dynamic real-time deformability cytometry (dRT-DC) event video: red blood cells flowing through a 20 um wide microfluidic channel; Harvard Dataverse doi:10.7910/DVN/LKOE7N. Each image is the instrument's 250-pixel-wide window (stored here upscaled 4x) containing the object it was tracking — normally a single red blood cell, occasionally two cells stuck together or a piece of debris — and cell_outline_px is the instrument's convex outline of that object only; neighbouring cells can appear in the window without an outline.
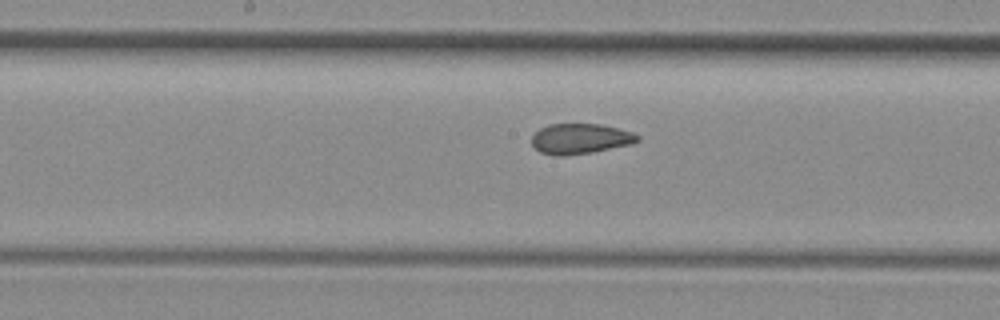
{"species": "common noctule bat (a hibernating species)", "species_latin": "Nyctalus noctula", "temperature_condition": "room temperature", "stored_images_in_passage": 6, "camera_frame_rate_fps": 3000, "um_per_image_px": 0.085, "animal": {"sex": "female", "body_mass_g": 29.2, "forearm_length_mm": 56.3}, "frame": {"image": 1, "passage_image": 6, "time_ms": 1.667, "image_size_px": [1000, 320], "cell_outline_px": [[640, 140], [628, 144], [592, 152], [560, 156], [556, 156], [540, 152], [532, 144], [532, 136], [540, 128], [548, 124], [600, 124], [632, 132], [640, 136]], "centroid_in_image_um": [49.29, 11.78], "position_along_channel_um": 198.9, "area_um2": 18.44}}